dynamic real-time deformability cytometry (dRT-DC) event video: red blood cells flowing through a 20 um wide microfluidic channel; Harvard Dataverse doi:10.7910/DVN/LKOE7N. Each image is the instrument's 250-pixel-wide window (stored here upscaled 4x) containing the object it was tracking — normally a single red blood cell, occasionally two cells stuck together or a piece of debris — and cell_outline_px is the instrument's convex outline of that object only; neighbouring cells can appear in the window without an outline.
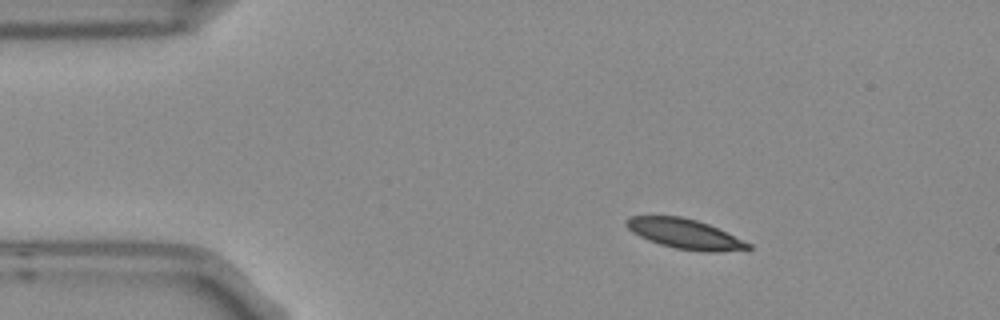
{"species": "Egyptian fruit bat (a non-hibernating species)", "species_latin": "Rousettus aegyptiacus", "temperature_condition": "room temperature", "stored_images_in_passage": 3, "camera_frame_rate_fps": 3000, "um_per_image_px": 0.085, "frame": {"image": 1, "passage_image": 1, "time_ms": 0.0, "image_size_px": [1000, 320], "cell_outline_px": [[752, 248], [716, 252], [704, 252], [676, 248], [660, 244], [648, 240], [632, 232], [624, 224], [624, 220], [628, 216], [680, 216], [696, 220], [708, 224], [752, 244]], "centroid_in_image_um": [58.17, 19.87], "position_along_channel_um": 26.8, "area_um2": 21.04}}
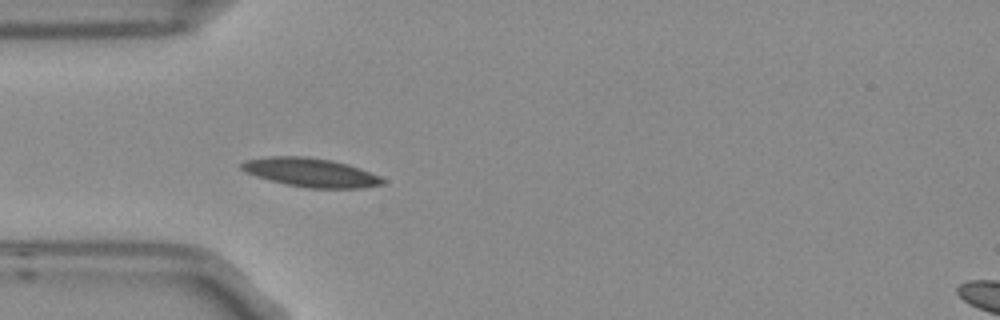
{"frame": {"image": 2, "passage_image": 3, "time_ms": 0.667, "image_size_px": [1000, 320], "cell_outline_px": [[388, 180], [384, 184], [364, 188], [308, 188], [284, 184], [268, 180], [256, 176], [240, 168], [240, 164], [244, 160], [268, 156], [308, 156], [332, 160], [348, 164], [360, 168], [380, 176]], "centroid_in_image_um": [26.44, 14.66], "position_along_channel_um": 58.6, "area_um2": 23.99}}